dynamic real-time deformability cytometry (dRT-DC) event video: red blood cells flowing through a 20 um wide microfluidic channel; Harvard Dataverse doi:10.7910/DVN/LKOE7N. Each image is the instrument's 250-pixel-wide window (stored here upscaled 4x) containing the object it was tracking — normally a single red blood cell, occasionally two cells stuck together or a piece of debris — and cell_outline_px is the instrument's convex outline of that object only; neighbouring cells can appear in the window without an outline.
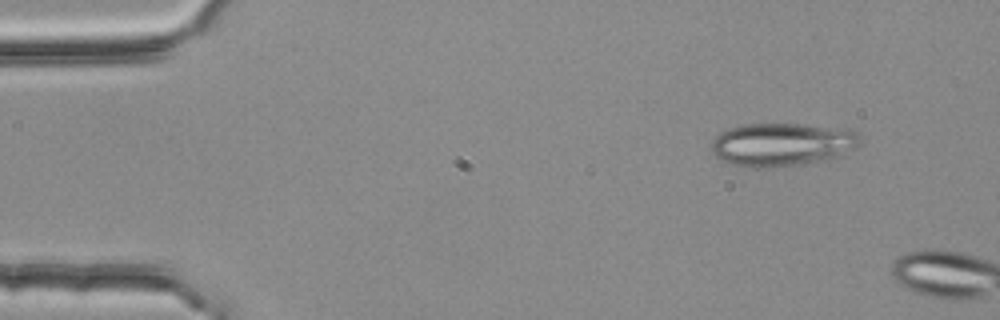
{"species": "common noctule bat (a hibernating species)", "species_latin": "Nyctalus noctula", "temperature_condition": "room temperature", "stored_images_in_passage": 4, "camera_frame_rate_fps": 3000, "um_per_image_px": 0.085, "animal": {"sex": "female", "body_mass_g": 25.1}, "frame": {"image": 1, "passage_image": 1, "time_ms": 0.0, "image_size_px": [1000, 320], "cell_outline_px": [[860, 140], [856, 148], [844, 156], [828, 160], [772, 168], [752, 168], [732, 164], [720, 160], [712, 152], [712, 140], [720, 132], [744, 124], [804, 124], [856, 132]], "centroid_in_image_um": [66.45, 12.31], "position_along_channel_um": 18.5, "area_um2": 37.45}}